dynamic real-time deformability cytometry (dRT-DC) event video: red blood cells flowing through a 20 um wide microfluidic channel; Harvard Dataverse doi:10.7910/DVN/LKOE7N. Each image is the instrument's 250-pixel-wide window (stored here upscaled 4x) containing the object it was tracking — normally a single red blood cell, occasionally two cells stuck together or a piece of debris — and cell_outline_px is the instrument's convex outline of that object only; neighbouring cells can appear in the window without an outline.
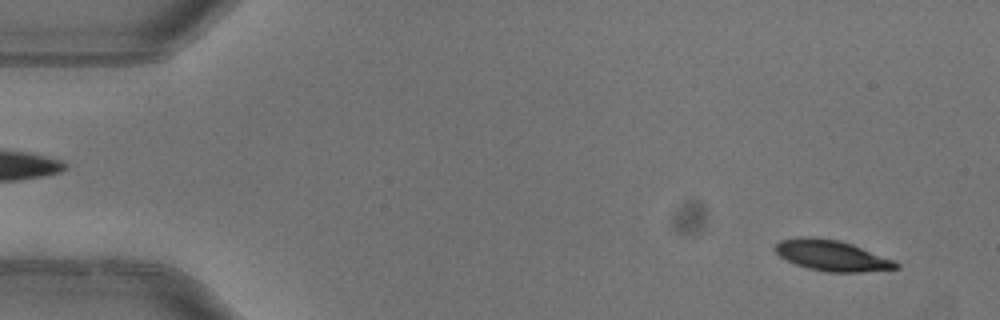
{"species": "common noctule bat (a hibernating species)", "species_latin": "Nyctalus noctula", "temperature_condition": "warm", "stored_images_in_passage": 4, "camera_frame_rate_fps": 3000, "um_per_image_px": 0.085, "animal": {"sex": "female"}, "frame": {"image": 1, "passage_image": 1, "time_ms": 0.0, "image_size_px": [1000, 320], "cell_outline_px": [[900, 268], [860, 272], [828, 272], [808, 268], [796, 264], [780, 256], [772, 248], [780, 240], [800, 236], [808, 236], [840, 240], [852, 244], [896, 260], [900, 264]], "centroid_in_image_um": [70.72, 21.71], "position_along_channel_um": 14.3, "area_um2": 21.79}}